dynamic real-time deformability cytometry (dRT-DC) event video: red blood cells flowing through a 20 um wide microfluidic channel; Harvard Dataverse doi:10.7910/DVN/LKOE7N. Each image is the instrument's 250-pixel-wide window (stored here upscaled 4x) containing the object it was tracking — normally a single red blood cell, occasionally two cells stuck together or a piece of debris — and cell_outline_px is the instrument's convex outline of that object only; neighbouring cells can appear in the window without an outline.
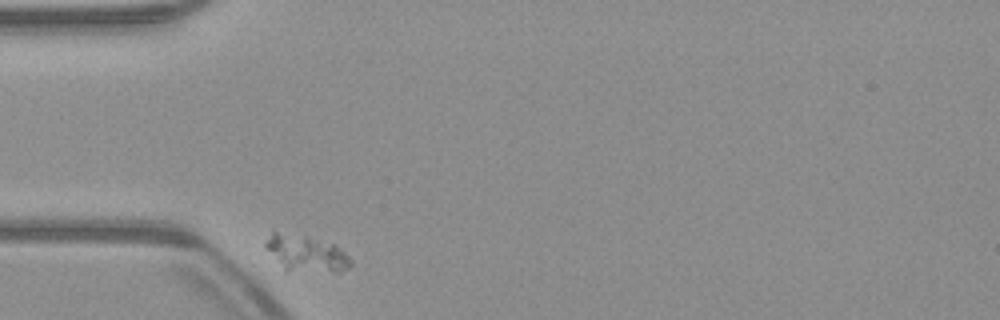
{"species": "common noctule bat (a hibernating species)", "species_latin": "Nyctalus noctula", "temperature_condition": "warm", "stored_images_in_passage": 35, "camera_frame_rate_fps": 3000, "um_per_image_px": 0.085, "animal": {"sex": "male", "body_mass_g": 23.1, "forearm_length_mm": 52.7}, "frame": {"image": 1, "passage_image": 1, "time_ms": 0.0, "image_size_px": [1000, 320], "cell_outline_px": [[352, 264], [348, 268], [340, 272], [284, 272], [264, 244], [272, 228], [336, 244], [352, 260]], "centroid_in_image_um": [25.98, 21.54], "position_along_channel_um": 59.0, "area_um2": 18.73}}
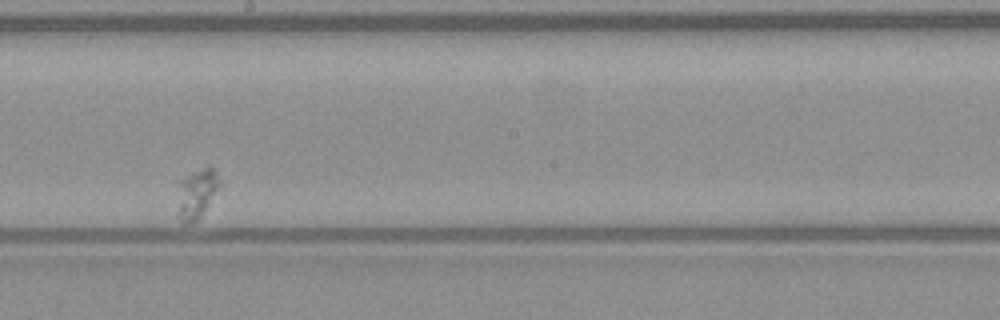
{"frame": {"image": 2, "passage_image": 20, "time_ms": 6.333, "image_size_px": [1000, 320], "cell_outline_px": [[220, 184], [200, 220], [192, 224], [180, 224], [180, 180], [192, 172], [208, 164], [216, 172]], "centroid_in_image_um": [16.76, 16.47], "position_along_channel_um": 231.4, "area_um2": 11.91}}
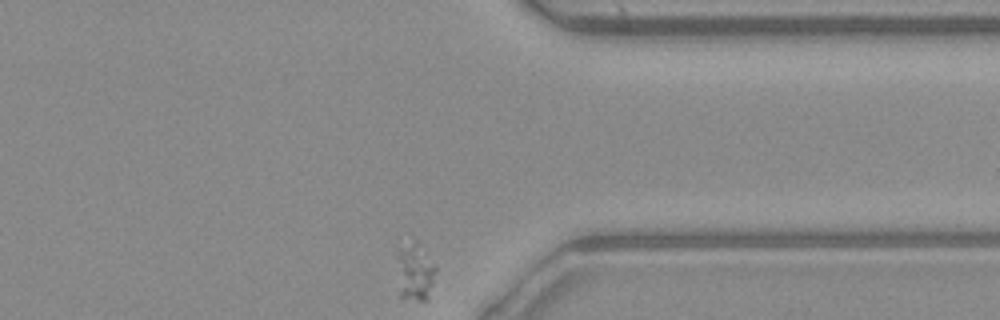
{"frame": {"image": 3, "passage_image": 35, "time_ms": 11.333, "image_size_px": [1000, 320], "cell_outline_px": [[436, 268], [428, 300], [400, 300], [396, 256], [408, 232], [420, 240], [436, 264]], "centroid_in_image_um": [35.25, 22.95], "position_along_channel_um": 376.2, "area_um2": 14.39}}